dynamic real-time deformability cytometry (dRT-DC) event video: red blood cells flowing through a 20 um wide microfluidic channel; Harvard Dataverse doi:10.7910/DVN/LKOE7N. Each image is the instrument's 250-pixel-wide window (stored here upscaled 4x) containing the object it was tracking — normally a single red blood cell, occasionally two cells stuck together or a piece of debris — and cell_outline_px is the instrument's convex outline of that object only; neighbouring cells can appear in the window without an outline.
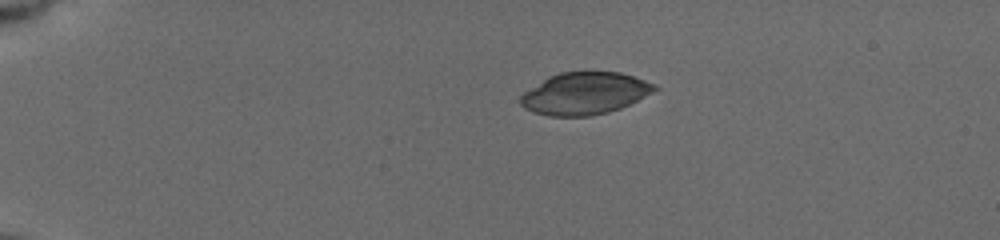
{"species": "common noctule bat (a hibernating species)", "species_latin": "Nyctalus noctula", "temperature_condition": "cold", "stored_images_in_passage": 5, "camera_frame_rate_fps": 3000, "um_per_image_px": 0.085, "animal": {"sex": "female", "body_mass_g": 19.5, "forearm_length_mm": 54.1}, "frame": {"image": 1, "passage_image": 1, "time_ms": 0.0, "image_size_px": [1000, 240], "cell_outline_px": [[660, 88], [620, 108], [608, 112], [592, 116], [548, 116], [532, 112], [524, 108], [520, 104], [520, 96], [524, 92], [548, 76], [560, 72], [620, 72], [656, 84]], "centroid_in_image_um": [49.67, 7.94], "position_along_channel_um": 35.3, "area_um2": 32.83}}